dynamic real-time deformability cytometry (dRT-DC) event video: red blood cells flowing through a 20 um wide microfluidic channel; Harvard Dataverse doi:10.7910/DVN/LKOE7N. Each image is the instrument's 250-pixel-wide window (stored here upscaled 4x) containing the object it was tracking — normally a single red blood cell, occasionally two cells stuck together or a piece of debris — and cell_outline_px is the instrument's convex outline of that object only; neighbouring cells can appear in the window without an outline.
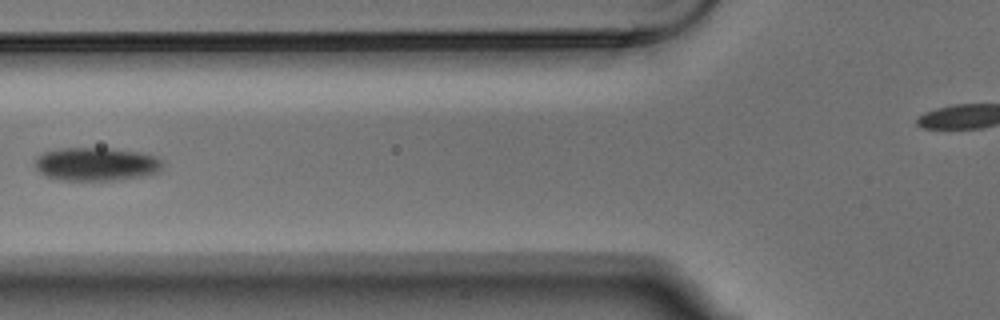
{"species": "Egyptian fruit bat (a non-hibernating species)", "species_latin": "Rousettus aegyptiacus", "temperature_condition": "warm", "stored_images_in_passage": 6, "camera_frame_rate_fps": 3000, "um_per_image_px": 0.085, "animal": {"sex": "male"}, "frame": {"image": 1, "passage_image": 5, "time_ms": 1.333, "image_size_px": [1000, 320], "cell_outline_px": [[164, 164], [160, 172], [148, 176], [120, 180], [60, 180], [44, 176], [32, 164], [36, 156], [44, 152], [60, 148], [112, 148], [140, 152], [156, 156], [164, 160]], "centroid_in_image_um": [8.21, 13.95], "position_along_channel_um": 117.6, "area_um2": 25.55}}
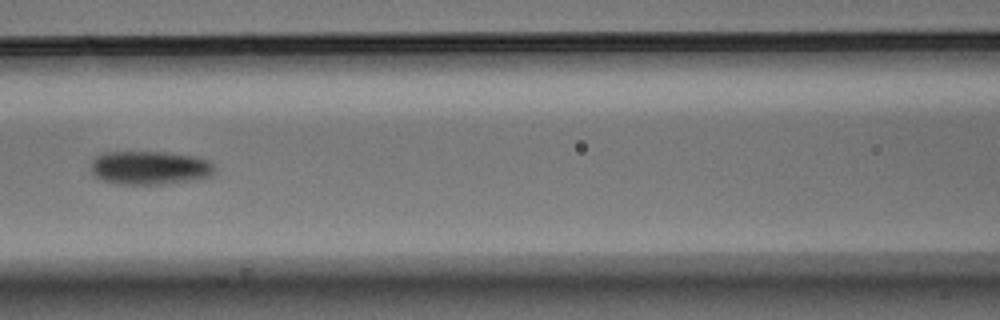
{"frame": {"image": 2, "passage_image": 6, "time_ms": 1.667, "image_size_px": [1000, 320], "cell_outline_px": [[216, 172], [212, 176], [192, 180], [160, 184], [112, 184], [96, 176], [92, 172], [92, 156], [104, 152], [164, 152], [200, 156], [208, 160], [216, 168]], "centroid_in_image_um": [12.76, 14.25], "position_along_channel_um": 153.8, "area_um2": 24.57}}